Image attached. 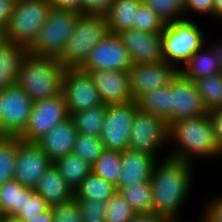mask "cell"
Returning a JSON list of instances; mask_svg holds the SVG:
<instances>
[{
	"label": "cell",
	"instance_id": "obj_15",
	"mask_svg": "<svg viewBox=\"0 0 222 222\" xmlns=\"http://www.w3.org/2000/svg\"><path fill=\"white\" fill-rule=\"evenodd\" d=\"M52 165L53 161L36 143L21 141L17 137L14 180L35 190L42 175Z\"/></svg>",
	"mask_w": 222,
	"mask_h": 222
},
{
	"label": "cell",
	"instance_id": "obj_51",
	"mask_svg": "<svg viewBox=\"0 0 222 222\" xmlns=\"http://www.w3.org/2000/svg\"><path fill=\"white\" fill-rule=\"evenodd\" d=\"M8 138L9 136L5 132L0 130V147Z\"/></svg>",
	"mask_w": 222,
	"mask_h": 222
},
{
	"label": "cell",
	"instance_id": "obj_8",
	"mask_svg": "<svg viewBox=\"0 0 222 222\" xmlns=\"http://www.w3.org/2000/svg\"><path fill=\"white\" fill-rule=\"evenodd\" d=\"M63 94L33 103L30 117L24 131L18 136L21 141L36 143L56 124L69 118Z\"/></svg>",
	"mask_w": 222,
	"mask_h": 222
},
{
	"label": "cell",
	"instance_id": "obj_9",
	"mask_svg": "<svg viewBox=\"0 0 222 222\" xmlns=\"http://www.w3.org/2000/svg\"><path fill=\"white\" fill-rule=\"evenodd\" d=\"M167 133V124L160 117L138 109L132 122L128 149L146 152L158 159L160 150L168 143Z\"/></svg>",
	"mask_w": 222,
	"mask_h": 222
},
{
	"label": "cell",
	"instance_id": "obj_40",
	"mask_svg": "<svg viewBox=\"0 0 222 222\" xmlns=\"http://www.w3.org/2000/svg\"><path fill=\"white\" fill-rule=\"evenodd\" d=\"M53 222H83L79 206L75 199L50 207Z\"/></svg>",
	"mask_w": 222,
	"mask_h": 222
},
{
	"label": "cell",
	"instance_id": "obj_38",
	"mask_svg": "<svg viewBox=\"0 0 222 222\" xmlns=\"http://www.w3.org/2000/svg\"><path fill=\"white\" fill-rule=\"evenodd\" d=\"M83 222H106V202L93 199H75Z\"/></svg>",
	"mask_w": 222,
	"mask_h": 222
},
{
	"label": "cell",
	"instance_id": "obj_43",
	"mask_svg": "<svg viewBox=\"0 0 222 222\" xmlns=\"http://www.w3.org/2000/svg\"><path fill=\"white\" fill-rule=\"evenodd\" d=\"M113 0H82L83 14L105 16Z\"/></svg>",
	"mask_w": 222,
	"mask_h": 222
},
{
	"label": "cell",
	"instance_id": "obj_49",
	"mask_svg": "<svg viewBox=\"0 0 222 222\" xmlns=\"http://www.w3.org/2000/svg\"><path fill=\"white\" fill-rule=\"evenodd\" d=\"M211 49L213 50L216 58L218 59L219 65L222 69V40L220 42H215L212 45H209Z\"/></svg>",
	"mask_w": 222,
	"mask_h": 222
},
{
	"label": "cell",
	"instance_id": "obj_1",
	"mask_svg": "<svg viewBox=\"0 0 222 222\" xmlns=\"http://www.w3.org/2000/svg\"><path fill=\"white\" fill-rule=\"evenodd\" d=\"M160 163V164H159ZM193 163L168 155L157 160L150 179L153 189V214L170 221L180 220L179 213L189 196Z\"/></svg>",
	"mask_w": 222,
	"mask_h": 222
},
{
	"label": "cell",
	"instance_id": "obj_23",
	"mask_svg": "<svg viewBox=\"0 0 222 222\" xmlns=\"http://www.w3.org/2000/svg\"><path fill=\"white\" fill-rule=\"evenodd\" d=\"M27 53L24 47L6 42L0 49V90L17 84L20 65Z\"/></svg>",
	"mask_w": 222,
	"mask_h": 222
},
{
	"label": "cell",
	"instance_id": "obj_45",
	"mask_svg": "<svg viewBox=\"0 0 222 222\" xmlns=\"http://www.w3.org/2000/svg\"><path fill=\"white\" fill-rule=\"evenodd\" d=\"M53 8L71 10L83 14L82 0H49Z\"/></svg>",
	"mask_w": 222,
	"mask_h": 222
},
{
	"label": "cell",
	"instance_id": "obj_13",
	"mask_svg": "<svg viewBox=\"0 0 222 222\" xmlns=\"http://www.w3.org/2000/svg\"><path fill=\"white\" fill-rule=\"evenodd\" d=\"M62 94L70 116L77 111L103 105L90 74L80 68H66Z\"/></svg>",
	"mask_w": 222,
	"mask_h": 222
},
{
	"label": "cell",
	"instance_id": "obj_30",
	"mask_svg": "<svg viewBox=\"0 0 222 222\" xmlns=\"http://www.w3.org/2000/svg\"><path fill=\"white\" fill-rule=\"evenodd\" d=\"M106 115V105H100L73 113L70 117L78 133L100 136Z\"/></svg>",
	"mask_w": 222,
	"mask_h": 222
},
{
	"label": "cell",
	"instance_id": "obj_29",
	"mask_svg": "<svg viewBox=\"0 0 222 222\" xmlns=\"http://www.w3.org/2000/svg\"><path fill=\"white\" fill-rule=\"evenodd\" d=\"M117 191L116 185L91 172L74 190V199H93L107 202Z\"/></svg>",
	"mask_w": 222,
	"mask_h": 222
},
{
	"label": "cell",
	"instance_id": "obj_7",
	"mask_svg": "<svg viewBox=\"0 0 222 222\" xmlns=\"http://www.w3.org/2000/svg\"><path fill=\"white\" fill-rule=\"evenodd\" d=\"M79 16L75 11L52 8L46 23L27 52L35 56L58 58Z\"/></svg>",
	"mask_w": 222,
	"mask_h": 222
},
{
	"label": "cell",
	"instance_id": "obj_41",
	"mask_svg": "<svg viewBox=\"0 0 222 222\" xmlns=\"http://www.w3.org/2000/svg\"><path fill=\"white\" fill-rule=\"evenodd\" d=\"M214 4L215 0H185V19H190L187 14H192V12L194 14L198 13V15H208L214 17Z\"/></svg>",
	"mask_w": 222,
	"mask_h": 222
},
{
	"label": "cell",
	"instance_id": "obj_46",
	"mask_svg": "<svg viewBox=\"0 0 222 222\" xmlns=\"http://www.w3.org/2000/svg\"><path fill=\"white\" fill-rule=\"evenodd\" d=\"M13 4L6 0H0V31L8 25L12 15Z\"/></svg>",
	"mask_w": 222,
	"mask_h": 222
},
{
	"label": "cell",
	"instance_id": "obj_16",
	"mask_svg": "<svg viewBox=\"0 0 222 222\" xmlns=\"http://www.w3.org/2000/svg\"><path fill=\"white\" fill-rule=\"evenodd\" d=\"M127 48L132 64L163 62L161 33L126 29L118 33Z\"/></svg>",
	"mask_w": 222,
	"mask_h": 222
},
{
	"label": "cell",
	"instance_id": "obj_44",
	"mask_svg": "<svg viewBox=\"0 0 222 222\" xmlns=\"http://www.w3.org/2000/svg\"><path fill=\"white\" fill-rule=\"evenodd\" d=\"M214 127L215 139L219 150L222 152V109H216L209 112Z\"/></svg>",
	"mask_w": 222,
	"mask_h": 222
},
{
	"label": "cell",
	"instance_id": "obj_10",
	"mask_svg": "<svg viewBox=\"0 0 222 222\" xmlns=\"http://www.w3.org/2000/svg\"><path fill=\"white\" fill-rule=\"evenodd\" d=\"M138 106L136 101L106 105L100 138L105 149L123 152L128 149L132 122Z\"/></svg>",
	"mask_w": 222,
	"mask_h": 222
},
{
	"label": "cell",
	"instance_id": "obj_47",
	"mask_svg": "<svg viewBox=\"0 0 222 222\" xmlns=\"http://www.w3.org/2000/svg\"><path fill=\"white\" fill-rule=\"evenodd\" d=\"M170 220L154 214H136L130 222H169Z\"/></svg>",
	"mask_w": 222,
	"mask_h": 222
},
{
	"label": "cell",
	"instance_id": "obj_19",
	"mask_svg": "<svg viewBox=\"0 0 222 222\" xmlns=\"http://www.w3.org/2000/svg\"><path fill=\"white\" fill-rule=\"evenodd\" d=\"M157 160L146 152L131 149L121 152V167L116 188L150 181Z\"/></svg>",
	"mask_w": 222,
	"mask_h": 222
},
{
	"label": "cell",
	"instance_id": "obj_18",
	"mask_svg": "<svg viewBox=\"0 0 222 222\" xmlns=\"http://www.w3.org/2000/svg\"><path fill=\"white\" fill-rule=\"evenodd\" d=\"M88 73L104 105L134 101L128 71L98 69L90 70Z\"/></svg>",
	"mask_w": 222,
	"mask_h": 222
},
{
	"label": "cell",
	"instance_id": "obj_53",
	"mask_svg": "<svg viewBox=\"0 0 222 222\" xmlns=\"http://www.w3.org/2000/svg\"><path fill=\"white\" fill-rule=\"evenodd\" d=\"M7 42L4 32L0 31V49Z\"/></svg>",
	"mask_w": 222,
	"mask_h": 222
},
{
	"label": "cell",
	"instance_id": "obj_50",
	"mask_svg": "<svg viewBox=\"0 0 222 222\" xmlns=\"http://www.w3.org/2000/svg\"><path fill=\"white\" fill-rule=\"evenodd\" d=\"M214 18L222 20V0H215Z\"/></svg>",
	"mask_w": 222,
	"mask_h": 222
},
{
	"label": "cell",
	"instance_id": "obj_26",
	"mask_svg": "<svg viewBox=\"0 0 222 222\" xmlns=\"http://www.w3.org/2000/svg\"><path fill=\"white\" fill-rule=\"evenodd\" d=\"M141 0H113L105 15L109 33L118 34L131 29Z\"/></svg>",
	"mask_w": 222,
	"mask_h": 222
},
{
	"label": "cell",
	"instance_id": "obj_2",
	"mask_svg": "<svg viewBox=\"0 0 222 222\" xmlns=\"http://www.w3.org/2000/svg\"><path fill=\"white\" fill-rule=\"evenodd\" d=\"M167 134V144H171L167 155L172 158L193 163L195 157L212 159L222 155L209 114L173 122L168 126ZM171 142L174 144L173 149Z\"/></svg>",
	"mask_w": 222,
	"mask_h": 222
},
{
	"label": "cell",
	"instance_id": "obj_28",
	"mask_svg": "<svg viewBox=\"0 0 222 222\" xmlns=\"http://www.w3.org/2000/svg\"><path fill=\"white\" fill-rule=\"evenodd\" d=\"M136 214H153V189L151 181L131 184L117 189Z\"/></svg>",
	"mask_w": 222,
	"mask_h": 222
},
{
	"label": "cell",
	"instance_id": "obj_24",
	"mask_svg": "<svg viewBox=\"0 0 222 222\" xmlns=\"http://www.w3.org/2000/svg\"><path fill=\"white\" fill-rule=\"evenodd\" d=\"M35 190L24 187L16 180L0 185V215L15 218L26 203V195H33Z\"/></svg>",
	"mask_w": 222,
	"mask_h": 222
},
{
	"label": "cell",
	"instance_id": "obj_36",
	"mask_svg": "<svg viewBox=\"0 0 222 222\" xmlns=\"http://www.w3.org/2000/svg\"><path fill=\"white\" fill-rule=\"evenodd\" d=\"M16 149L17 137H9L0 147V185L14 179Z\"/></svg>",
	"mask_w": 222,
	"mask_h": 222
},
{
	"label": "cell",
	"instance_id": "obj_42",
	"mask_svg": "<svg viewBox=\"0 0 222 222\" xmlns=\"http://www.w3.org/2000/svg\"><path fill=\"white\" fill-rule=\"evenodd\" d=\"M217 196L206 202L202 222H222V195Z\"/></svg>",
	"mask_w": 222,
	"mask_h": 222
},
{
	"label": "cell",
	"instance_id": "obj_5",
	"mask_svg": "<svg viewBox=\"0 0 222 222\" xmlns=\"http://www.w3.org/2000/svg\"><path fill=\"white\" fill-rule=\"evenodd\" d=\"M49 0H21L13 6L12 15L3 32L7 42L28 49L46 23L52 9Z\"/></svg>",
	"mask_w": 222,
	"mask_h": 222
},
{
	"label": "cell",
	"instance_id": "obj_6",
	"mask_svg": "<svg viewBox=\"0 0 222 222\" xmlns=\"http://www.w3.org/2000/svg\"><path fill=\"white\" fill-rule=\"evenodd\" d=\"M109 33L105 16L80 14L57 58L65 68H79L92 48Z\"/></svg>",
	"mask_w": 222,
	"mask_h": 222
},
{
	"label": "cell",
	"instance_id": "obj_17",
	"mask_svg": "<svg viewBox=\"0 0 222 222\" xmlns=\"http://www.w3.org/2000/svg\"><path fill=\"white\" fill-rule=\"evenodd\" d=\"M178 72L165 61L153 64H133L129 69L130 89L136 101L143 93L164 87Z\"/></svg>",
	"mask_w": 222,
	"mask_h": 222
},
{
	"label": "cell",
	"instance_id": "obj_48",
	"mask_svg": "<svg viewBox=\"0 0 222 222\" xmlns=\"http://www.w3.org/2000/svg\"><path fill=\"white\" fill-rule=\"evenodd\" d=\"M27 222H53V215L49 207L45 212L36 215Z\"/></svg>",
	"mask_w": 222,
	"mask_h": 222
},
{
	"label": "cell",
	"instance_id": "obj_34",
	"mask_svg": "<svg viewBox=\"0 0 222 222\" xmlns=\"http://www.w3.org/2000/svg\"><path fill=\"white\" fill-rule=\"evenodd\" d=\"M158 14L165 23L185 19V0H141Z\"/></svg>",
	"mask_w": 222,
	"mask_h": 222
},
{
	"label": "cell",
	"instance_id": "obj_22",
	"mask_svg": "<svg viewBox=\"0 0 222 222\" xmlns=\"http://www.w3.org/2000/svg\"><path fill=\"white\" fill-rule=\"evenodd\" d=\"M209 44L211 43L205 44L196 51L182 69L179 70L186 78L195 81L222 72L218 59Z\"/></svg>",
	"mask_w": 222,
	"mask_h": 222
},
{
	"label": "cell",
	"instance_id": "obj_14",
	"mask_svg": "<svg viewBox=\"0 0 222 222\" xmlns=\"http://www.w3.org/2000/svg\"><path fill=\"white\" fill-rule=\"evenodd\" d=\"M132 65L128 50L119 35L108 33L92 48L79 68L86 72L98 69L129 71Z\"/></svg>",
	"mask_w": 222,
	"mask_h": 222
},
{
	"label": "cell",
	"instance_id": "obj_20",
	"mask_svg": "<svg viewBox=\"0 0 222 222\" xmlns=\"http://www.w3.org/2000/svg\"><path fill=\"white\" fill-rule=\"evenodd\" d=\"M77 134L75 123L69 117L65 121L56 124L36 144L54 162L56 159L72 152Z\"/></svg>",
	"mask_w": 222,
	"mask_h": 222
},
{
	"label": "cell",
	"instance_id": "obj_31",
	"mask_svg": "<svg viewBox=\"0 0 222 222\" xmlns=\"http://www.w3.org/2000/svg\"><path fill=\"white\" fill-rule=\"evenodd\" d=\"M207 110L222 109V72L195 80Z\"/></svg>",
	"mask_w": 222,
	"mask_h": 222
},
{
	"label": "cell",
	"instance_id": "obj_35",
	"mask_svg": "<svg viewBox=\"0 0 222 222\" xmlns=\"http://www.w3.org/2000/svg\"><path fill=\"white\" fill-rule=\"evenodd\" d=\"M166 23L150 7L141 2L137 8L132 29L152 33H162Z\"/></svg>",
	"mask_w": 222,
	"mask_h": 222
},
{
	"label": "cell",
	"instance_id": "obj_37",
	"mask_svg": "<svg viewBox=\"0 0 222 222\" xmlns=\"http://www.w3.org/2000/svg\"><path fill=\"white\" fill-rule=\"evenodd\" d=\"M135 215L118 191L106 202V222H130Z\"/></svg>",
	"mask_w": 222,
	"mask_h": 222
},
{
	"label": "cell",
	"instance_id": "obj_39",
	"mask_svg": "<svg viewBox=\"0 0 222 222\" xmlns=\"http://www.w3.org/2000/svg\"><path fill=\"white\" fill-rule=\"evenodd\" d=\"M49 208L45 199L35 192L33 195H26V203L23 210L15 217L18 222H27L36 215L45 212Z\"/></svg>",
	"mask_w": 222,
	"mask_h": 222
},
{
	"label": "cell",
	"instance_id": "obj_4",
	"mask_svg": "<svg viewBox=\"0 0 222 222\" xmlns=\"http://www.w3.org/2000/svg\"><path fill=\"white\" fill-rule=\"evenodd\" d=\"M196 22L193 19H183L166 23L161 33L163 60L176 67L178 71L182 69L196 51L207 44L205 33Z\"/></svg>",
	"mask_w": 222,
	"mask_h": 222
},
{
	"label": "cell",
	"instance_id": "obj_33",
	"mask_svg": "<svg viewBox=\"0 0 222 222\" xmlns=\"http://www.w3.org/2000/svg\"><path fill=\"white\" fill-rule=\"evenodd\" d=\"M104 149L100 136L78 133L72 152L93 166Z\"/></svg>",
	"mask_w": 222,
	"mask_h": 222
},
{
	"label": "cell",
	"instance_id": "obj_54",
	"mask_svg": "<svg viewBox=\"0 0 222 222\" xmlns=\"http://www.w3.org/2000/svg\"><path fill=\"white\" fill-rule=\"evenodd\" d=\"M9 1L10 3H12L13 5H16L19 1L21 0H6Z\"/></svg>",
	"mask_w": 222,
	"mask_h": 222
},
{
	"label": "cell",
	"instance_id": "obj_12",
	"mask_svg": "<svg viewBox=\"0 0 222 222\" xmlns=\"http://www.w3.org/2000/svg\"><path fill=\"white\" fill-rule=\"evenodd\" d=\"M169 85L171 123L209 114L195 81L186 78L178 71L170 80Z\"/></svg>",
	"mask_w": 222,
	"mask_h": 222
},
{
	"label": "cell",
	"instance_id": "obj_25",
	"mask_svg": "<svg viewBox=\"0 0 222 222\" xmlns=\"http://www.w3.org/2000/svg\"><path fill=\"white\" fill-rule=\"evenodd\" d=\"M138 109L160 117L167 127L171 124L170 85L143 93L136 100Z\"/></svg>",
	"mask_w": 222,
	"mask_h": 222
},
{
	"label": "cell",
	"instance_id": "obj_27",
	"mask_svg": "<svg viewBox=\"0 0 222 222\" xmlns=\"http://www.w3.org/2000/svg\"><path fill=\"white\" fill-rule=\"evenodd\" d=\"M53 165L74 190L92 172V166L73 152L56 159Z\"/></svg>",
	"mask_w": 222,
	"mask_h": 222
},
{
	"label": "cell",
	"instance_id": "obj_3",
	"mask_svg": "<svg viewBox=\"0 0 222 222\" xmlns=\"http://www.w3.org/2000/svg\"><path fill=\"white\" fill-rule=\"evenodd\" d=\"M66 68L57 58L26 53L22 59L18 85L35 101L62 93Z\"/></svg>",
	"mask_w": 222,
	"mask_h": 222
},
{
	"label": "cell",
	"instance_id": "obj_21",
	"mask_svg": "<svg viewBox=\"0 0 222 222\" xmlns=\"http://www.w3.org/2000/svg\"><path fill=\"white\" fill-rule=\"evenodd\" d=\"M35 192L40 194L49 207L67 203L74 199V189L52 165L40 178Z\"/></svg>",
	"mask_w": 222,
	"mask_h": 222
},
{
	"label": "cell",
	"instance_id": "obj_32",
	"mask_svg": "<svg viewBox=\"0 0 222 222\" xmlns=\"http://www.w3.org/2000/svg\"><path fill=\"white\" fill-rule=\"evenodd\" d=\"M120 158L121 152L104 149L101 156L92 166V172L96 176L103 178L105 181L116 185L121 167Z\"/></svg>",
	"mask_w": 222,
	"mask_h": 222
},
{
	"label": "cell",
	"instance_id": "obj_55",
	"mask_svg": "<svg viewBox=\"0 0 222 222\" xmlns=\"http://www.w3.org/2000/svg\"><path fill=\"white\" fill-rule=\"evenodd\" d=\"M181 220H172V221H169V222H180ZM200 222H202L201 220H200Z\"/></svg>",
	"mask_w": 222,
	"mask_h": 222
},
{
	"label": "cell",
	"instance_id": "obj_52",
	"mask_svg": "<svg viewBox=\"0 0 222 222\" xmlns=\"http://www.w3.org/2000/svg\"><path fill=\"white\" fill-rule=\"evenodd\" d=\"M0 222H18L15 218L0 216Z\"/></svg>",
	"mask_w": 222,
	"mask_h": 222
},
{
	"label": "cell",
	"instance_id": "obj_11",
	"mask_svg": "<svg viewBox=\"0 0 222 222\" xmlns=\"http://www.w3.org/2000/svg\"><path fill=\"white\" fill-rule=\"evenodd\" d=\"M33 103L18 83L0 90V130L18 137L27 125Z\"/></svg>",
	"mask_w": 222,
	"mask_h": 222
}]
</instances>
